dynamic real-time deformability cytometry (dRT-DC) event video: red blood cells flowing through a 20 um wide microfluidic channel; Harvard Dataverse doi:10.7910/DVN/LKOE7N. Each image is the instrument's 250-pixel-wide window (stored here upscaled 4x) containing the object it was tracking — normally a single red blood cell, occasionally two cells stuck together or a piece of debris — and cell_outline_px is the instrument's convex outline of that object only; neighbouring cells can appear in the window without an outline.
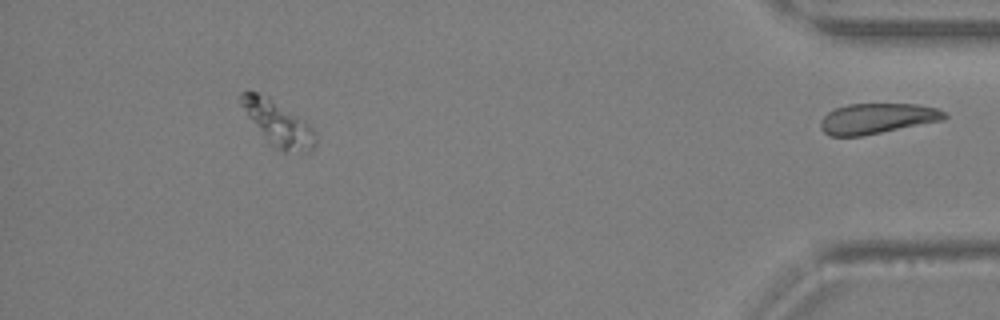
{"species": "Egyptian fruit bat (a non-hibernating species)", "species_latin": "Rousettus aegyptiacus", "temperature_condition": "warm", "stored_images_in_passage": 24, "segment_of_instrument_passage": [2, 2], "camera_frame_rate_fps": 3000, "um_per_image_px": 0.085, "animal": {"sex": "female"}, "frame": {"image": 1, "passage_image": 24, "time_ms": 7.667, "image_size_px": [1000, 320], "cell_outline_px": [[948, 116], [944, 120], [864, 136], [832, 136], [824, 132], [820, 128], [820, 120], [828, 112], [836, 108], [848, 104], [916, 104], [936, 108], [944, 112]], "centroid_in_image_um": [74.55, 10.08], "position_along_channel_um": 360.6, "area_um2": 22.02}}